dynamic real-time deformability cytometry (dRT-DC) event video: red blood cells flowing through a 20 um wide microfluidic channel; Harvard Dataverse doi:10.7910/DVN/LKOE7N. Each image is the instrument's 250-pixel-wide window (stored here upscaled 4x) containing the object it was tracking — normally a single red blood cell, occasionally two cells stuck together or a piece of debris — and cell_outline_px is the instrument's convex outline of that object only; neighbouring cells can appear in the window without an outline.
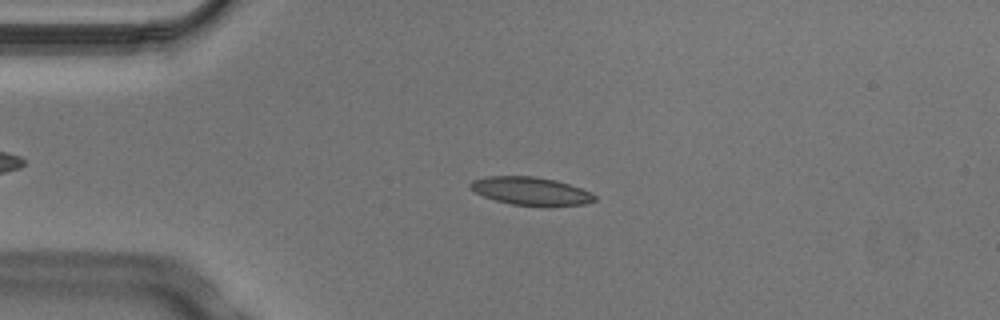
{"species": "Egyptian fruit bat (a non-hibernating species)", "species_latin": "Rousettus aegyptiacus", "temperature_condition": "cold", "stored_images_in_passage": 3, "camera_frame_rate_fps": 3000, "um_per_image_px": 0.085, "animal": {"sex": "male"}, "frame": {"image": 1, "passage_image": 3, "time_ms": 0.667, "image_size_px": [1000, 320], "cell_outline_px": [[596, 200], [584, 204], [512, 204], [496, 200], [484, 196], [468, 188], [468, 184], [472, 180], [488, 176], [536, 176], [556, 180], [592, 192], [596, 196]], "centroid_in_image_um": [45.07, 16.2], "position_along_channel_um": 39.9, "area_um2": 19.77}}